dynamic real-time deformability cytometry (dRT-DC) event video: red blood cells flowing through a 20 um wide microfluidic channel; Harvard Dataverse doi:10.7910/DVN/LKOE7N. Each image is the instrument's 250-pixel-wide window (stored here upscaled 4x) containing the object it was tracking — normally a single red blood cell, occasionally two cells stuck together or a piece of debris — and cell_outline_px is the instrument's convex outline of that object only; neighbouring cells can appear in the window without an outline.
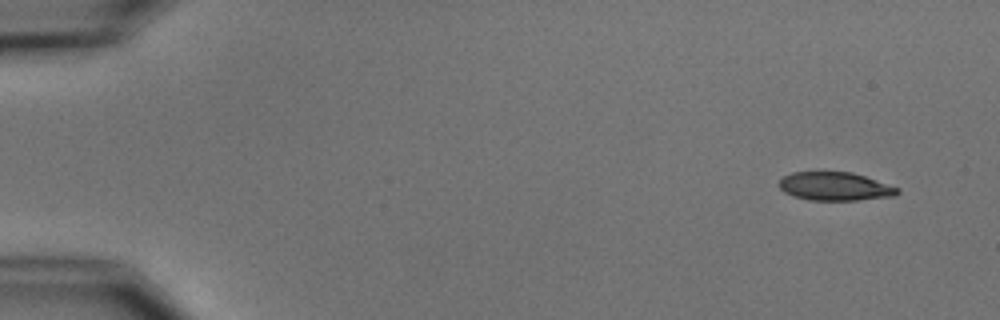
{"species": "common noctule bat (a hibernating species)", "species_latin": "Nyctalus noctula", "temperature_condition": "cold", "stored_images_in_passage": 9, "camera_frame_rate_fps": 3000, "um_per_image_px": 0.085, "animal": {"sex": "male", "body_mass_g": 15.6}, "frame": {"image": 1, "passage_image": 1, "time_ms": 0.0, "image_size_px": [1000, 320], "cell_outline_px": [[900, 192], [896, 196], [856, 200], [808, 200], [792, 196], [784, 192], [776, 184], [784, 176], [792, 172], [852, 172], [900, 188]], "centroid_in_image_um": [70.96, 15.85], "position_along_channel_um": 14.0, "area_um2": 19.71}}
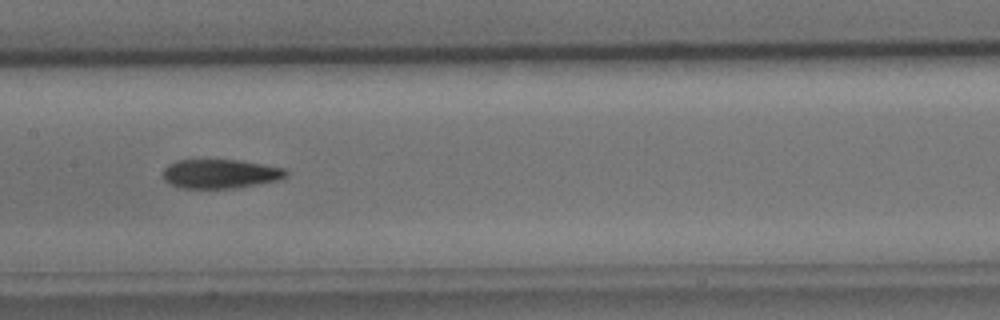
{"frame": {"image": 2, "passage_image": 8, "time_ms": 8.0, "image_size_px": [1000, 320], "cell_outline_px": [[288, 176], [280, 180], [236, 188], [180, 188], [164, 180], [164, 168], [168, 164], [176, 160], [240, 160], [284, 168], [288, 172]], "centroid_in_image_um": [18.75, 14.77], "position_along_channel_um": 188.6, "area_um2": 20.92}}
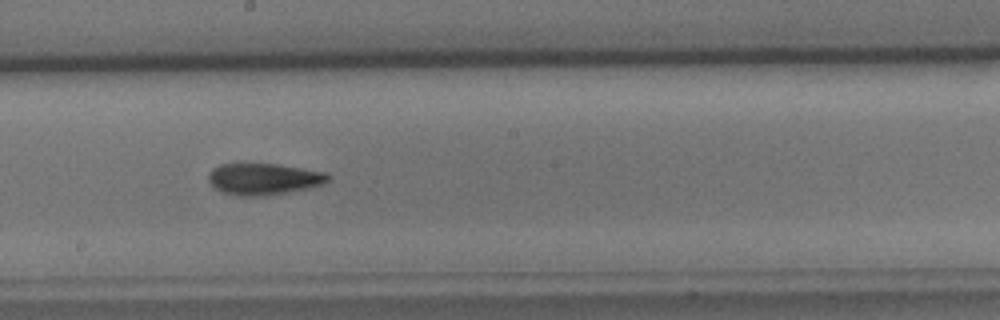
{"frame": {"image": 3, "passage_image": 9, "time_ms": 9.0, "image_size_px": [1000, 320], "cell_outline_px": [[332, 176], [324, 184], [308, 188], [268, 196], [236, 196], [224, 192], [216, 188], [208, 180], [208, 172], [212, 168], [220, 164], [276, 164], [324, 172]], "centroid_in_image_um": [22.41, 15.22], "position_along_channel_um": 225.8, "area_um2": 21.96}}